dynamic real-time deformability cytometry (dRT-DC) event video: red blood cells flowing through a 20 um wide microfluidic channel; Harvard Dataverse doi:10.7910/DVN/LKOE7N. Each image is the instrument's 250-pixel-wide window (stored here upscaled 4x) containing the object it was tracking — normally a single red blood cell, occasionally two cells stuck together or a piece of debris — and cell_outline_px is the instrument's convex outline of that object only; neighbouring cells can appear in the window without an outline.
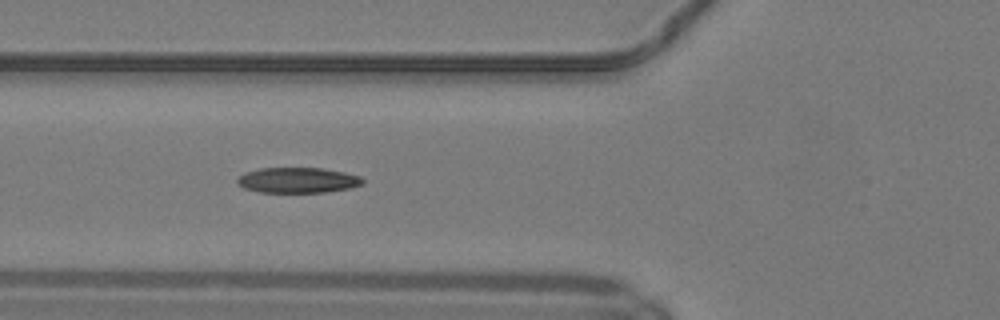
{"species": "common noctule bat (a hibernating species)", "species_latin": "Nyctalus noctula", "temperature_condition": "warm", "stored_images_in_passage": 33, "camera_frame_rate_fps": 3000, "um_per_image_px": 0.085, "animal": {"sex": "male", "body_mass_g": 19.2, "forearm_length_mm": 51.8}, "frame": {"image": 1, "passage_image": 6, "time_ms": 1.667, "image_size_px": [1000, 320], "cell_outline_px": [[364, 184], [352, 188], [328, 192], [260, 192], [244, 188], [236, 184], [236, 180], [244, 172], [260, 168], [320, 168], [344, 172], [360, 176], [364, 180]], "centroid_in_image_um": [25.32, 15.32], "position_along_channel_um": 100.5, "area_um2": 18.73}, "authors_computed_cell_mechanics": {"area_um2": 19.1896, "velocity_mm_per_s": 4.1753, "shape_relaxation_time_tau1_ms": 8.1884, "shape_relaxation_time_tau2_ms": 1.8716, "deformation_change_tau1": 0.2259, "deformation_change_tau2": 0.078}}